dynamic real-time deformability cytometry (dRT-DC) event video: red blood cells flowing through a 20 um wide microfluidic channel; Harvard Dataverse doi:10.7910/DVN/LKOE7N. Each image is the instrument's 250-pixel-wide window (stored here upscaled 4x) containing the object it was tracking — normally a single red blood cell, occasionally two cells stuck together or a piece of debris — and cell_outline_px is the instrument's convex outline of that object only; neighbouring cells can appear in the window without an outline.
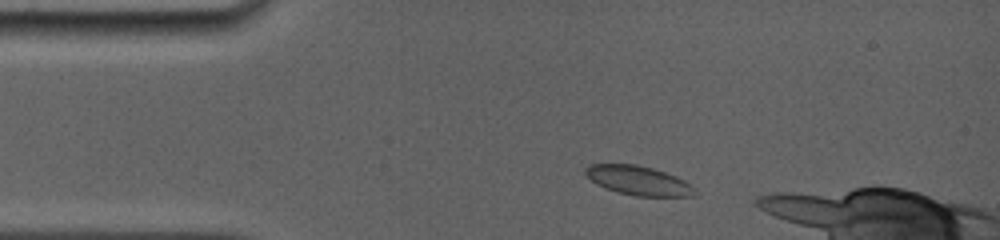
{"species": "common noctule bat (a hibernating species)", "species_latin": "Nyctalus noctula", "temperature_condition": "room temperature", "stored_images_in_passage": 35, "camera_frame_rate_fps": 5000, "um_per_image_px": 0.085, "animal": {"sex": "female", "body_mass_g": 19.0, "forearm_length_mm": 56.7}, "frame": {"image": 1, "passage_image": 2, "time_ms": 1.0, "image_size_px": [1000, 240], "cell_outline_px": [[696, 192], [692, 196], [636, 196], [616, 192], [596, 184], [584, 172], [584, 168], [588, 164], [636, 164], [652, 168], [676, 176], [692, 184], [696, 188]], "centroid_in_image_um": [54.27, 15.34], "position_along_channel_um": 30.7, "area_um2": 18.67}}
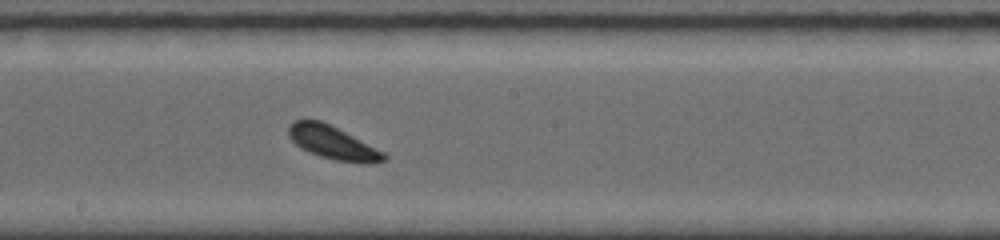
{"frame": {"image": 2, "passage_image": 16, "time_ms": 6.8, "image_size_px": [1000, 240], "cell_outline_px": [[388, 156], [384, 160], [372, 164], [364, 164], [336, 160], [320, 156], [308, 152], [300, 148], [288, 136], [288, 128], [296, 120], [320, 120], [384, 152]], "centroid_in_image_um": [28.28, 12.15], "position_along_channel_um": 219.9, "area_um2": 18.15}}
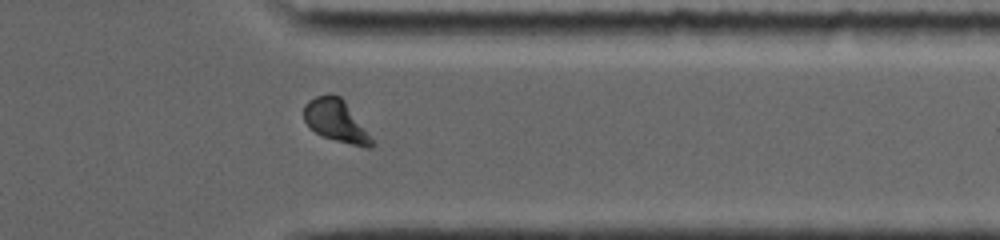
{"frame": {"image": 3, "passage_image": 29, "time_ms": 11.0, "image_size_px": [1000, 240], "cell_outline_px": [[376, 144], [372, 148], [364, 148], [336, 140], [324, 136], [316, 132], [304, 120], [304, 104], [308, 100], [316, 96], [340, 96], [344, 100]], "centroid_in_image_um": [28.58, 10.3], "position_along_channel_um": 382.8, "area_um2": 16.24}}